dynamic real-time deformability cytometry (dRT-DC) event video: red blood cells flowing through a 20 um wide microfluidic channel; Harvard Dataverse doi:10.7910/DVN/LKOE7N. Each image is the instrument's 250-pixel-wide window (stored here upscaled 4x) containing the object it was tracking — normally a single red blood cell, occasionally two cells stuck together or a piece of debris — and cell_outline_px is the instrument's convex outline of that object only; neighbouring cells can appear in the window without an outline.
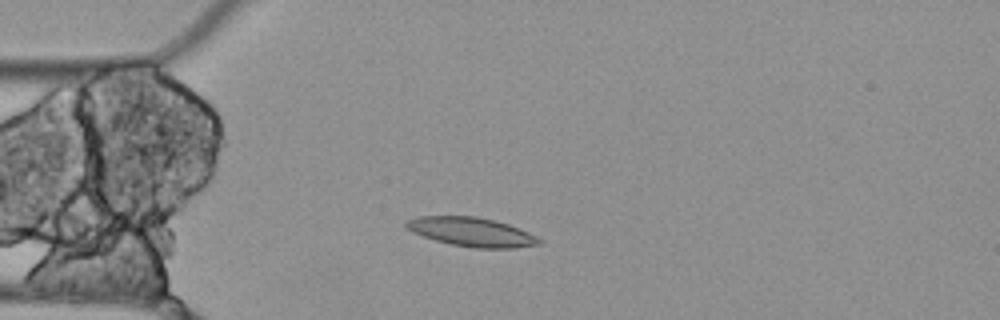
{"species": "Egyptian fruit bat (a non-hibernating species)", "species_latin": "Rousettus aegyptiacus", "temperature_condition": "cold", "stored_images_in_passage": 4, "camera_frame_rate_fps": 3000, "um_per_image_px": 0.085, "animal": {"sex": "female"}, "frame": {"image": 1, "passage_image": 4, "time_ms": 1.0, "image_size_px": [1000, 320], "cell_outline_px": [[544, 240], [540, 244], [512, 248], [476, 248], [452, 244], [436, 240], [412, 232], [404, 224], [404, 220], [420, 216], [476, 216], [496, 220], [508, 224], [528, 232]], "centroid_in_image_um": [40.09, 19.7], "position_along_channel_um": 44.9, "area_um2": 22.43}}